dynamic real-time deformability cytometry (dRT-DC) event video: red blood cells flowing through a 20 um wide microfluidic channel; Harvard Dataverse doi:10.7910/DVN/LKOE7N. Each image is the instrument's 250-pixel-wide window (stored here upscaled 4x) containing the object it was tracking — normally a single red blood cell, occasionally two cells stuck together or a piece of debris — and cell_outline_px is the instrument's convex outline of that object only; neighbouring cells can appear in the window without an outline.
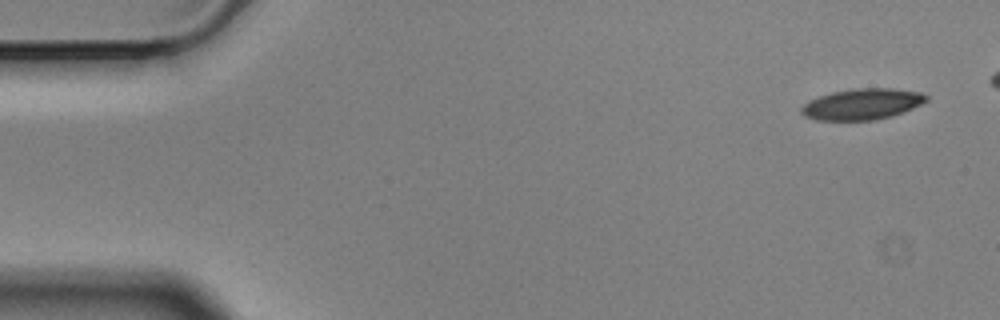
{"species": "Egyptian fruit bat (a non-hibernating species)", "species_latin": "Rousettus aegyptiacus", "temperature_condition": "cold", "stored_images_in_passage": 3, "camera_frame_rate_fps": 3000, "um_per_image_px": 0.085, "animal": {"sex": "male"}, "frame": {"image": 1, "passage_image": 1, "time_ms": 0.0, "image_size_px": [1000, 320], "cell_outline_px": [[928, 100], [912, 108], [892, 116], [876, 120], [816, 120], [804, 116], [800, 112], [800, 108], [808, 100], [832, 92], [856, 88], [892, 88], [920, 92], [928, 96]], "centroid_in_image_um": [73.26, 8.85], "position_along_channel_um": 11.7, "area_um2": 22.6}}